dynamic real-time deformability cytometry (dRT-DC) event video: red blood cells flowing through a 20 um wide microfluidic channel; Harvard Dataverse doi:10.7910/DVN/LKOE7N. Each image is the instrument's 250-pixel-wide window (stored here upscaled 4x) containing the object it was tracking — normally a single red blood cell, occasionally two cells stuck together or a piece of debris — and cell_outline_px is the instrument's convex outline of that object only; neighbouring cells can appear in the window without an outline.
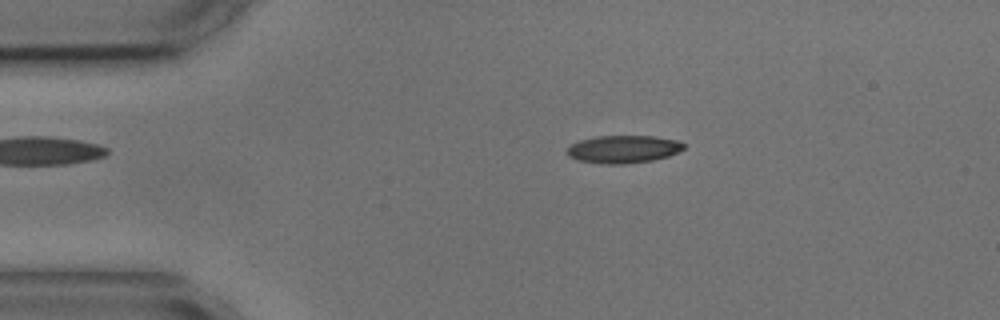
{"species": "common noctule bat (a hibernating species)", "species_latin": "Nyctalus noctula", "temperature_condition": "cold", "stored_images_in_passage": 4, "camera_frame_rate_fps": 3000, "um_per_image_px": 0.085, "animal": {"sex": "male", "body_mass_g": 17.9, "forearm_length_mm": 54.2}, "frame": {"image": 1, "passage_image": 2, "time_ms": 1.333, "image_size_px": [1000, 320], "cell_outline_px": [[684, 148], [668, 156], [652, 160], [624, 164], [608, 164], [580, 160], [568, 156], [568, 148], [572, 144], [580, 140], [596, 136], [656, 136], [676, 140], [684, 144]], "centroid_in_image_um": [52.99, 12.67], "position_along_channel_um": 32.0, "area_um2": 18.55}}
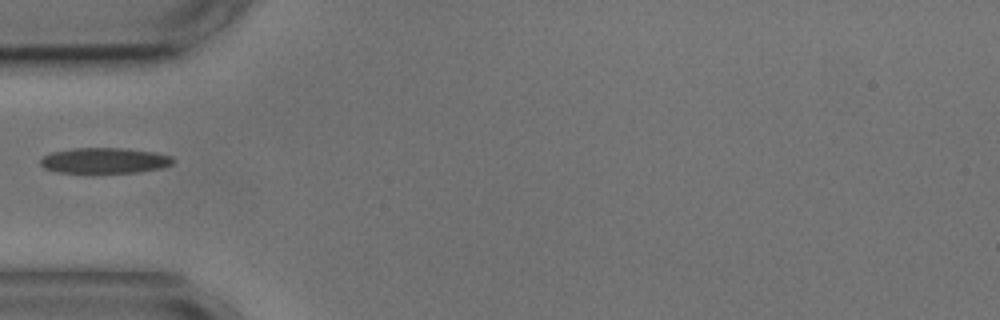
{"frame": {"image": 2, "passage_image": 4, "time_ms": 3.667, "image_size_px": [1000, 320], "cell_outline_px": [[172, 164], [160, 168], [140, 172], [56, 172], [44, 168], [40, 164], [40, 160], [44, 156], [52, 152], [72, 148], [124, 148], [156, 152], [172, 156]], "centroid_in_image_um": [8.88, 13.64], "position_along_channel_um": 76.1, "area_um2": 19.65}}